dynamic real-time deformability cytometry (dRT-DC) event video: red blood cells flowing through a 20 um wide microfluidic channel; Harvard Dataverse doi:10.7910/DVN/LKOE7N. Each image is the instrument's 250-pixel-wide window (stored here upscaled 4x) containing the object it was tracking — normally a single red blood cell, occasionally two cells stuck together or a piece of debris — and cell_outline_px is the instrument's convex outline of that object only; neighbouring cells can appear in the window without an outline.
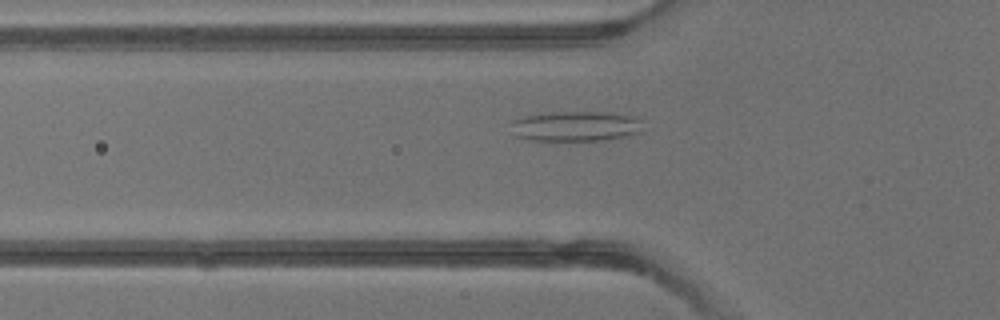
{"species": "common noctule bat (a hibernating species)", "species_latin": "Nyctalus noctula", "temperature_condition": "warm", "stored_images_in_passage": 3, "camera_frame_rate_fps": 3000, "um_per_image_px": 0.085, "animal": {"sex": "male", "body_mass_g": 13.3}, "frame": {"image": 1, "passage_image": 3, "time_ms": 3.333, "image_size_px": [1000, 320], "cell_outline_px": [[644, 120], [640, 132], [624, 136], [600, 140], [532, 140], [516, 136], [508, 124], [512, 120], [524, 116], [548, 112], [608, 112], [632, 116]], "centroid_in_image_um": [48.91, 10.71], "position_along_channel_um": 76.9, "area_um2": 23.24}}